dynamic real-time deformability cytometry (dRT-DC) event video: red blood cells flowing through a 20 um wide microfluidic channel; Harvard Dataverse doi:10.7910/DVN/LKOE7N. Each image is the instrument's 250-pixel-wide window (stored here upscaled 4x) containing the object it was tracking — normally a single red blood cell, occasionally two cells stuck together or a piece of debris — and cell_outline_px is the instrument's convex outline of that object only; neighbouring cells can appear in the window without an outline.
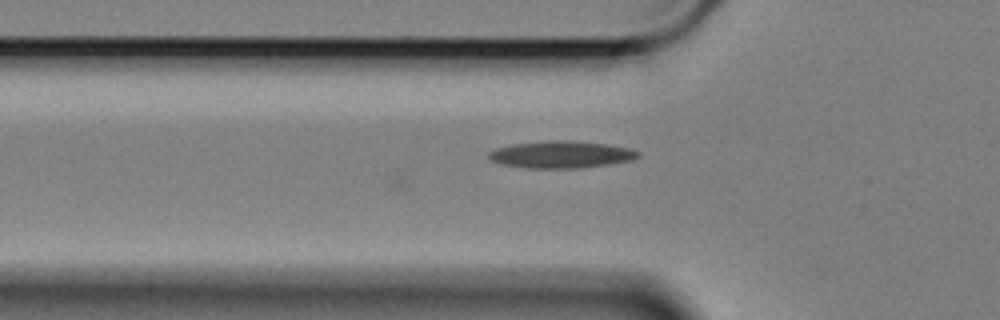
{"species": "Egyptian fruit bat (a non-hibernating species)", "species_latin": "Rousettus aegyptiacus", "temperature_condition": "cold", "stored_images_in_passage": 15, "camera_frame_rate_fps": 3000, "um_per_image_px": 0.085, "animal": {"sex": "female"}, "frame": {"image": 1, "passage_image": 15, "time_ms": 4.667, "image_size_px": [1000, 320], "cell_outline_px": [[640, 156], [632, 160], [608, 164], [580, 168], [524, 168], [500, 164], [492, 160], [488, 156], [488, 152], [496, 148], [512, 144], [548, 140], [568, 140], [608, 144], [632, 148], [640, 152]], "centroid_in_image_um": [47.71, 13.13], "position_along_channel_um": 78.1, "area_um2": 23.76}}